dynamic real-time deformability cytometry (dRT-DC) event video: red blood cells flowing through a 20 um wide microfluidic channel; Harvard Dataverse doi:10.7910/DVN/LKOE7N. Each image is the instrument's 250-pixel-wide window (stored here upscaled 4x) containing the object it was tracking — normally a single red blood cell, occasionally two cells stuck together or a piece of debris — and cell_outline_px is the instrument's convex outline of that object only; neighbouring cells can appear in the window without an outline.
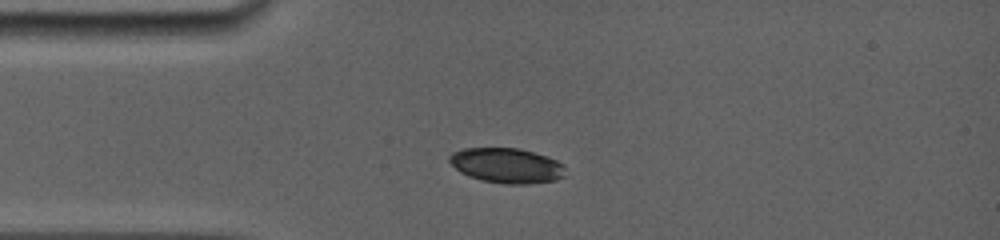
{"species": "common noctule bat (a hibernating species)", "species_latin": "Nyctalus noctula", "temperature_condition": "room temperature", "stored_images_in_passage": 23, "camera_frame_rate_fps": 5000, "um_per_image_px": 0.085, "animal": {"sex": "female", "body_mass_g": 19.0, "forearm_length_mm": 56.7}, "frame": {"image": 1, "passage_image": 1, "time_ms": 0.0, "image_size_px": [1000, 240], "cell_outline_px": [[564, 176], [556, 180], [528, 184], [504, 184], [484, 180], [468, 176], [460, 172], [448, 160], [448, 156], [452, 152], [464, 148], [520, 148], [548, 156], [564, 164]], "centroid_in_image_um": [43.08, 14.06], "position_along_channel_um": 41.9, "area_um2": 23.76}}
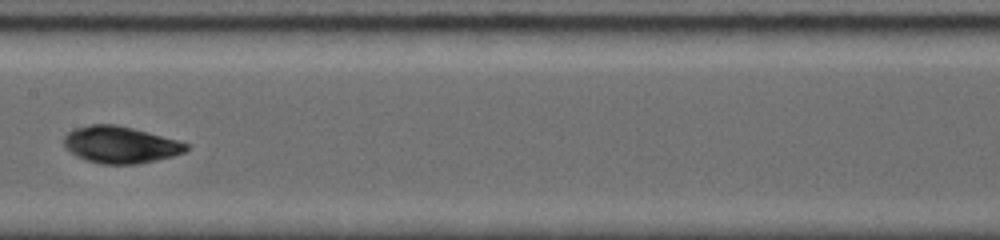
{"frame": {"image": 2, "passage_image": 10, "time_ms": 4.4, "image_size_px": [1000, 240], "cell_outline_px": [[188, 148], [184, 152], [172, 156], [156, 160], [136, 164], [100, 164], [76, 156], [64, 144], [64, 136], [72, 128], [92, 124], [116, 124], [180, 140], [188, 144]], "centroid_in_image_um": [10.24, 12.29], "position_along_channel_um": 197.2, "area_um2": 26.18}}
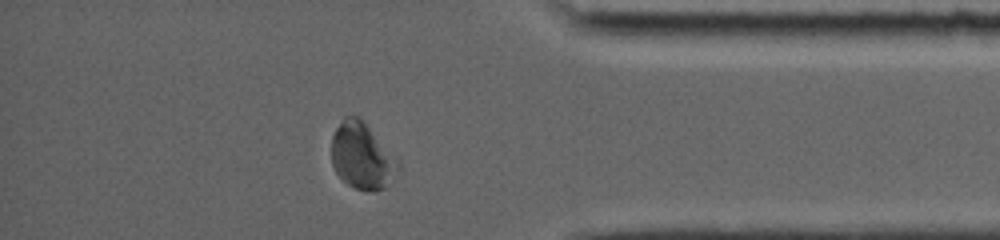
{"frame": {"image": 3, "passage_image": 20, "time_ms": 10.0, "image_size_px": [1000, 240], "cell_outline_px": [[400, 168], [384, 188], [372, 192], [368, 192], [356, 188], [348, 184], [336, 172], [332, 164], [332, 136], [336, 128], [344, 116], [356, 116], [400, 160]], "centroid_in_image_um": [30.77, 13.29], "position_along_channel_um": 404.4, "area_um2": 25.32}, "authors_computed_cell_mechanics": {"area_um2": 25.8366, "velocity_mm_per_s": 3.8846, "shape_relaxation_time_tau1_ms": 3.0815, "shape_relaxation_time_tau2_ms": null, "deformation_change_tau1": 0.1166, "deformation_change_tau2": null}}